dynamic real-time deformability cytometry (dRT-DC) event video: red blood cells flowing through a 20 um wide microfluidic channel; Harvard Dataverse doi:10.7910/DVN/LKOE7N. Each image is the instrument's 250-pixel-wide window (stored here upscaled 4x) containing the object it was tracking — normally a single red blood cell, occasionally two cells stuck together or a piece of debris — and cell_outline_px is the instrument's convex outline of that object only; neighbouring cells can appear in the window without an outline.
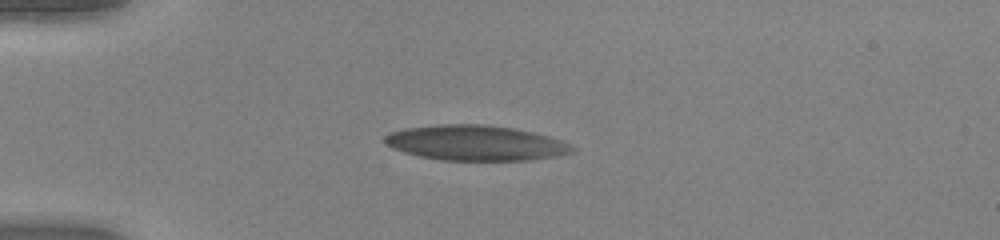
{"species": "human", "species_latin": "Homo sapiens", "temperature_condition": "warm", "stored_images_in_passage": 40, "camera_frame_rate_fps": 3000, "um_per_image_px": 0.085, "donor": {"sex": "female"}, "frame": {"image": 1, "passage_image": 1, "time_ms": 0.0, "image_size_px": [1000, 240], "cell_outline_px": [[576, 148], [572, 152], [560, 156], [528, 160], [440, 160], [420, 156], [404, 152], [392, 148], [384, 144], [384, 136], [392, 132], [404, 128], [440, 124], [484, 124], [516, 128], [548, 136], [572, 144]], "centroid_in_image_um": [40.44, 12.15], "position_along_channel_um": 44.6, "area_um2": 38.67}}
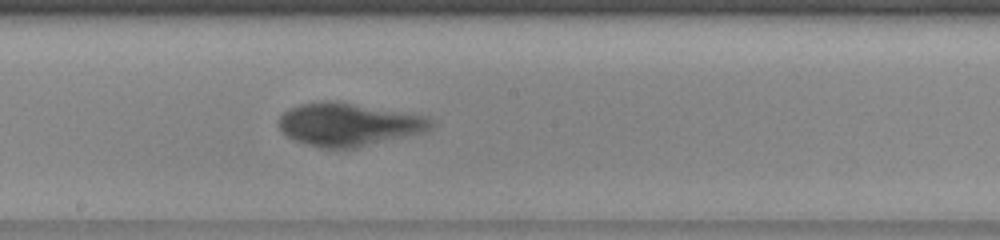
{"frame": {"image": 2, "passage_image": 17, "time_ms": 5.333, "image_size_px": [1000, 240], "cell_outline_px": [[436, 124], [432, 128], [424, 132], [356, 148], [320, 148], [304, 144], [292, 140], [280, 132], [280, 116], [288, 108], [300, 104], [332, 100], [428, 116]], "centroid_in_image_um": [29.63, 10.59], "position_along_channel_um": 218.6, "area_um2": 38.32}}
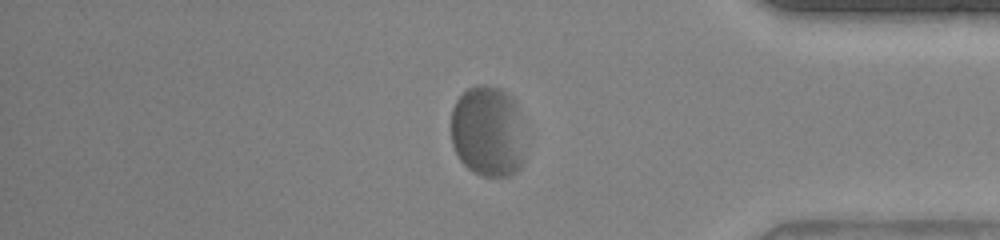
{"frame": {"image": 3, "passage_image": 32, "time_ms": 10.333, "image_size_px": [1000, 240], "cell_outline_px": [[524, 160], [520, 168], [512, 176], [480, 176], [472, 172], [460, 160], [452, 144], [452, 108], [456, 100], [468, 88], [476, 84], [484, 84], [500, 88], [512, 96], [516, 100]], "centroid_in_image_um": [41.44, 11.17], "position_along_channel_um": 393.8, "area_um2": 39.36}, "authors_computed_cell_mechanics": {"area_um2": 38.8994, "velocity_mm_per_s": 3.8525, "shape_relaxation_time_tau1_ms": 3.2646, "shape_relaxation_time_tau2_ms": null, "deformation_change_tau1": 0.1919, "deformation_change_tau2": null}}